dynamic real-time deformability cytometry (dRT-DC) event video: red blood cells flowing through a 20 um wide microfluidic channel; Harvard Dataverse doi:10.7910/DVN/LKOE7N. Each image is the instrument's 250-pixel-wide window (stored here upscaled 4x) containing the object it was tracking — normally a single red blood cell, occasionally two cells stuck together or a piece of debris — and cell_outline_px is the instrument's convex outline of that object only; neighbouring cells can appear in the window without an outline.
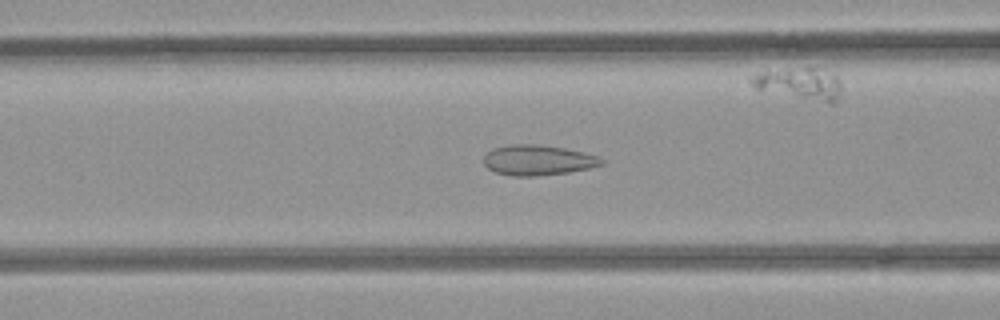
{"species": "common noctule bat (a hibernating species)", "species_latin": "Nyctalus noctula", "temperature_condition": "room temperature", "stored_images_in_passage": 38, "camera_frame_rate_fps": 3000, "um_per_image_px": 0.085, "animal": {"sex": "female", "body_mass_g": 21.9}, "frame": {"image": 1, "passage_image": 18, "time_ms": 5.667, "image_size_px": [1000, 320], "cell_outline_px": [[604, 164], [592, 168], [568, 172], [536, 176], [512, 176], [496, 172], [488, 168], [484, 164], [484, 156], [492, 148], [508, 144], [532, 144], [564, 148], [584, 152], [596, 156], [604, 160]], "centroid_in_image_um": [45.72, 13.61], "position_along_channel_um": 120.9, "area_um2": 20.81}}
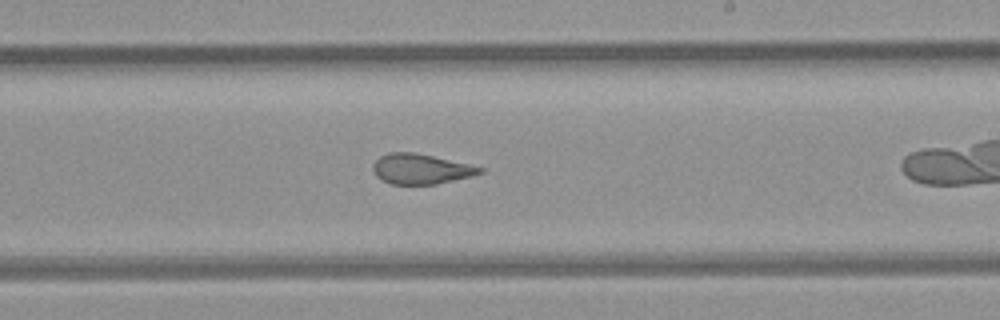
{"frame": {"image": 2, "passage_image": 28, "time_ms": 9.0, "image_size_px": [1000, 320], "cell_outline_px": [[484, 172], [472, 176], [436, 184], [392, 184], [376, 176], [372, 168], [372, 164], [380, 156], [388, 152], [412, 152], [432, 156], [468, 164], [484, 168]], "centroid_in_image_um": [35.76, 14.36], "position_along_channel_um": 253.2, "area_um2": 18.61}}
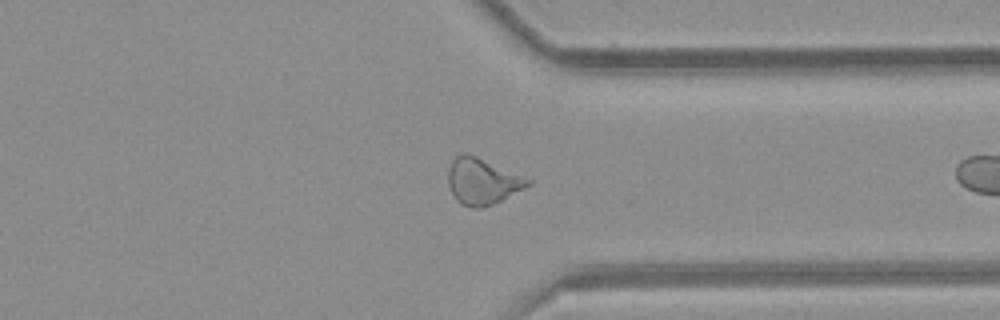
{"frame": {"image": 3, "passage_image": 37, "time_ms": 12.0, "image_size_px": [1000, 320], "cell_outline_px": [[532, 184], [492, 204], [480, 208], [472, 208], [460, 204], [456, 200], [448, 184], [448, 168], [452, 160], [456, 156], [464, 152], [476, 156], [532, 180]], "centroid_in_image_um": [40.96, 15.41], "position_along_channel_um": 370.4, "area_um2": 21.21}}